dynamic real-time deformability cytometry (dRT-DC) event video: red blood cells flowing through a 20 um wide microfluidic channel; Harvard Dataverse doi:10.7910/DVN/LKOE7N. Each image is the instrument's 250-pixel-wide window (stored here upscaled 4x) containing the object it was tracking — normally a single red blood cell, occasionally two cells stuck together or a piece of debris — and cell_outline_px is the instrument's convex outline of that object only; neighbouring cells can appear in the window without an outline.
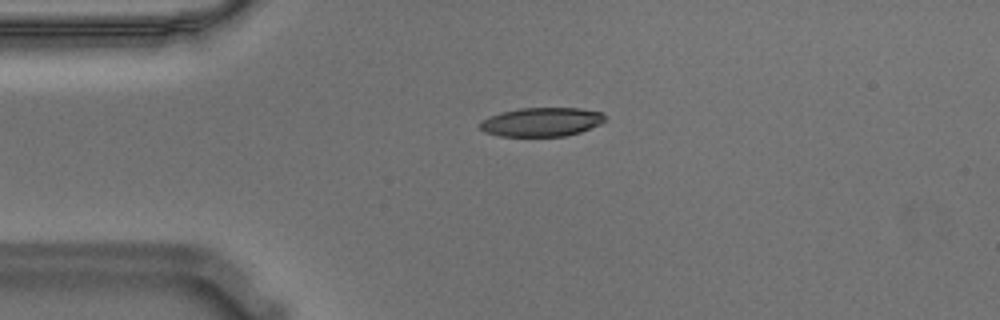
{"species": "Egyptian fruit bat (a non-hibernating species)", "species_latin": "Rousettus aegyptiacus", "temperature_condition": "warm", "stored_images_in_passage": 44, "camera_frame_rate_fps": 3000, "um_per_image_px": 0.085, "animal": {"sex": "male"}, "frame": {"image": 1, "passage_image": 1, "time_ms": 0.0, "image_size_px": [1000, 320], "cell_outline_px": [[608, 120], [600, 124], [580, 132], [564, 136], [500, 136], [484, 132], [480, 128], [480, 120], [488, 116], [500, 112], [520, 108], [580, 108], [604, 112]], "centroid_in_image_um": [46.05, 10.36], "position_along_channel_um": 39.0, "area_um2": 21.33}}
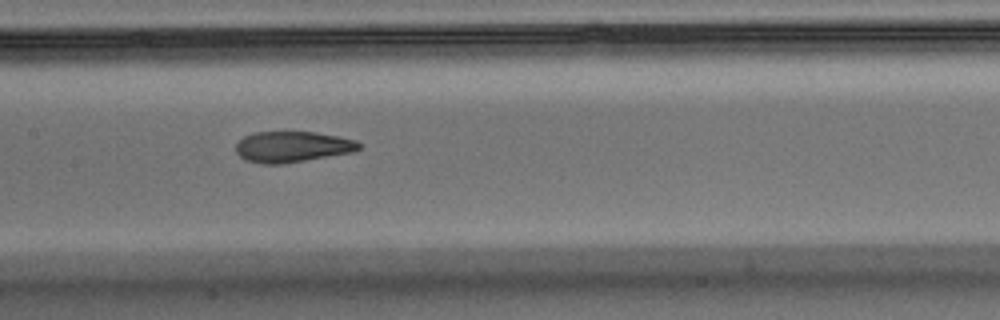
{"frame": {"image": 2, "passage_image": 15, "time_ms": 4.667, "image_size_px": [1000, 320], "cell_outline_px": [[360, 148], [352, 152], [284, 164], [264, 164], [244, 160], [236, 152], [236, 144], [244, 136], [252, 132], [316, 132], [356, 140], [360, 144]], "centroid_in_image_um": [24.81, 12.48], "position_along_channel_um": 182.6, "area_um2": 22.14}}
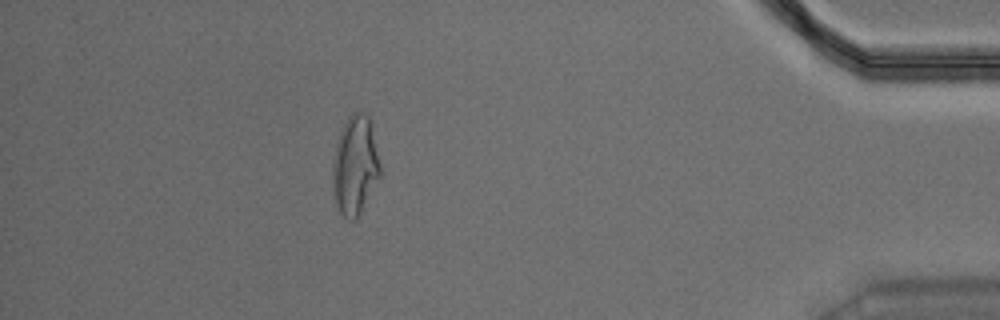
{"frame": {"image": 3, "passage_image": 38, "time_ms": 12.333, "image_size_px": [1000, 320], "cell_outline_px": [[380, 176], [356, 220], [348, 220], [340, 212], [336, 204], [332, 184], [332, 168], [336, 144], [340, 132], [348, 116], [356, 112], [360, 112], [368, 116], [372, 124], [380, 164]], "centroid_in_image_um": [30.18, 14.06], "position_along_channel_um": 405.0, "area_um2": 27.28}, "authors_computed_cell_mechanics": {"area_um2": 23.2645, "velocity_mm_per_s": 3.583, "shape_relaxation_time_tau1_ms": null, "shape_relaxation_time_tau2_ms": 1.9071, "deformation_change_tau1": null, "deformation_change_tau2": 0.0863}}